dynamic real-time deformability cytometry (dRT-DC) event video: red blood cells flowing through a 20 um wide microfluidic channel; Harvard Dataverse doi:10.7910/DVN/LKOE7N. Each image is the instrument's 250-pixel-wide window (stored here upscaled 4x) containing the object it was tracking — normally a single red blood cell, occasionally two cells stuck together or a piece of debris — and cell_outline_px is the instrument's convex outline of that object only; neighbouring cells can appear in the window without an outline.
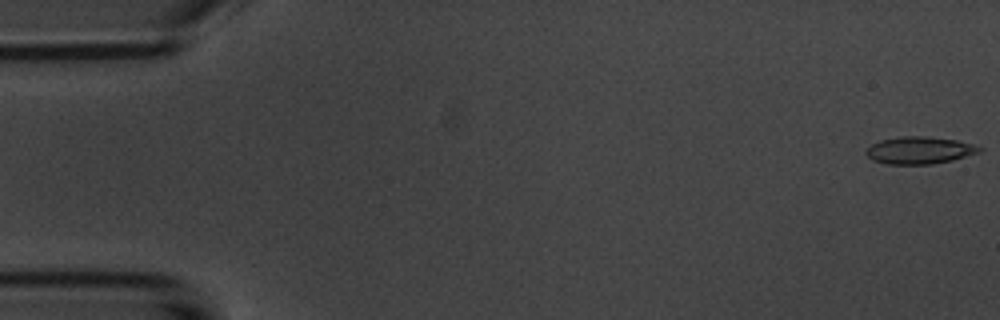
{"species": "common noctule bat (a hibernating species)", "species_latin": "Nyctalus noctula", "temperature_condition": "room temperature", "stored_images_in_passage": 54, "camera_frame_rate_fps": 3000, "um_per_image_px": 0.085, "animal": {"sex": "male", "body_mass_g": 20.1, "forearm_length_mm": 53.5}, "frame": {"image": 1, "passage_image": 1, "time_ms": 0.0, "image_size_px": [1000, 320], "cell_outline_px": [[984, 148], [980, 152], [952, 160], [932, 164], [888, 164], [872, 160], [864, 152], [872, 144], [880, 140], [900, 136], [924, 136], [956, 140], [972, 144]], "centroid_in_image_um": [78.15, 12.77], "position_along_channel_um": 6.9, "area_um2": 17.92}}
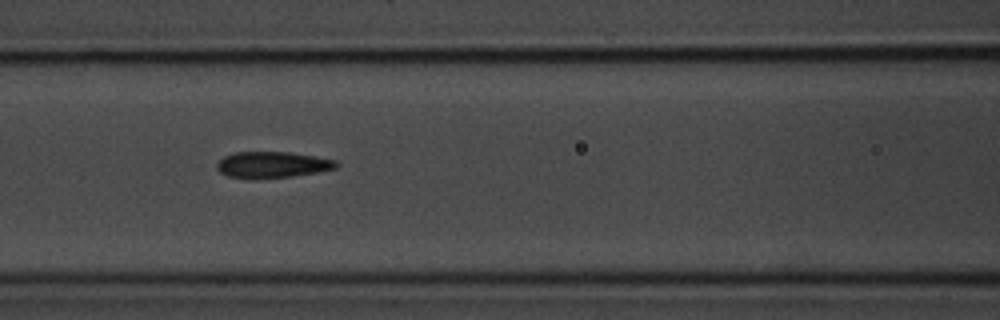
{"frame": {"image": 2, "passage_image": 23, "time_ms": 7.333, "image_size_px": [1000, 320], "cell_outline_px": [[340, 164], [336, 168], [316, 172], [292, 176], [228, 176], [220, 172], [216, 168], [216, 164], [224, 156], [236, 152], [288, 152], [316, 156], [336, 160]], "centroid_in_image_um": [23.2, 13.96], "position_along_channel_um": 143.4, "area_um2": 17.51}}
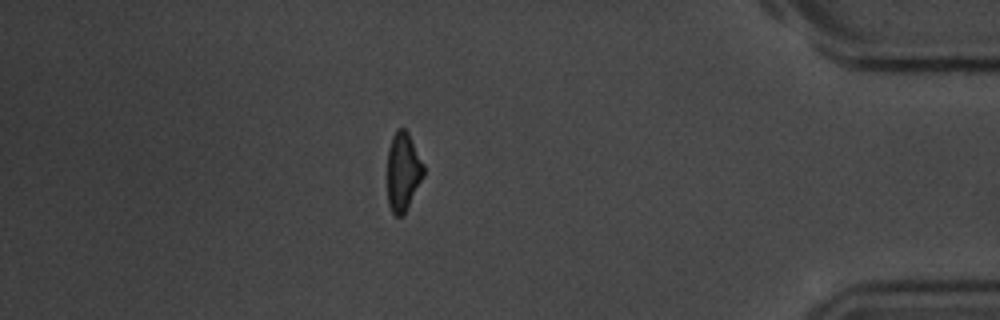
{"frame": {"image": 3, "passage_image": 47, "time_ms": 15.333, "image_size_px": [1000, 320], "cell_outline_px": [[424, 176], [404, 212], [400, 216], [396, 216], [392, 212], [388, 204], [388, 148], [392, 136], [396, 128], [404, 128], [408, 132], [424, 164]], "centroid_in_image_um": [34.25, 14.54], "position_along_channel_um": 400.9, "area_um2": 16.47}, "authors_computed_cell_mechanics": {"area_um2": 17.9469, "velocity_mm_per_s": 3.7295, "shape_relaxation_time_tau1_ms": 3.5828, "shape_relaxation_time_tau2_ms": 3.2613, "deformation_change_tau1": 0.1298, "deformation_change_tau2": 0.0997}}